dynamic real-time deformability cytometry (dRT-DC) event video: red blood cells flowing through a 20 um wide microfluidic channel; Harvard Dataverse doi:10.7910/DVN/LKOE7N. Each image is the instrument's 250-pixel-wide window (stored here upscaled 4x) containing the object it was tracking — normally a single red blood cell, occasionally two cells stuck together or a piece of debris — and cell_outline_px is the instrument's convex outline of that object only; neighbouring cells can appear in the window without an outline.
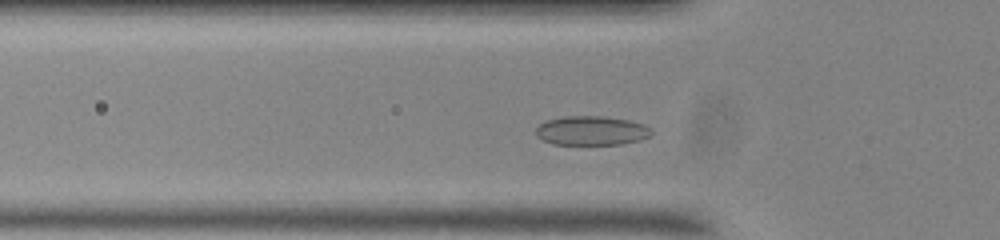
{"species": "common noctule bat (a hibernating species)", "species_latin": "Nyctalus noctula", "temperature_condition": "room temperature", "stored_images_in_passage": 50, "camera_frame_rate_fps": 3000, "um_per_image_px": 0.085, "animal": {"sex": "male", "body_mass_g": 20.0, "forearm_length_mm": 53.3}, "frame": {"image": 1, "passage_image": 11, "time_ms": 3.333, "image_size_px": [1000, 240], "cell_outline_px": [[652, 132], [648, 136], [640, 140], [620, 144], [552, 144], [536, 136], [536, 128], [544, 120], [564, 116], [600, 116], [628, 120], [644, 124]], "centroid_in_image_um": [50.23, 11.1], "position_along_channel_um": 75.6, "area_um2": 19.54}}
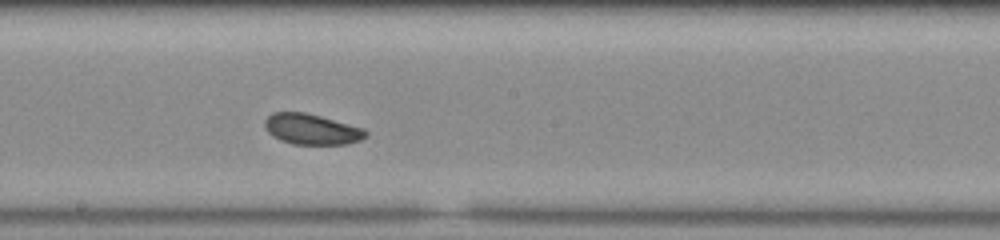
{"frame": {"image": 2, "passage_image": 23, "time_ms": 7.333, "image_size_px": [1000, 240], "cell_outline_px": [[368, 136], [360, 140], [348, 144], [292, 144], [280, 140], [272, 136], [264, 128], [264, 120], [272, 112], [304, 112], [320, 116], [364, 128], [368, 132]], "centroid_in_image_um": [26.48, 10.98], "position_along_channel_um": 221.7, "area_um2": 18.15}}
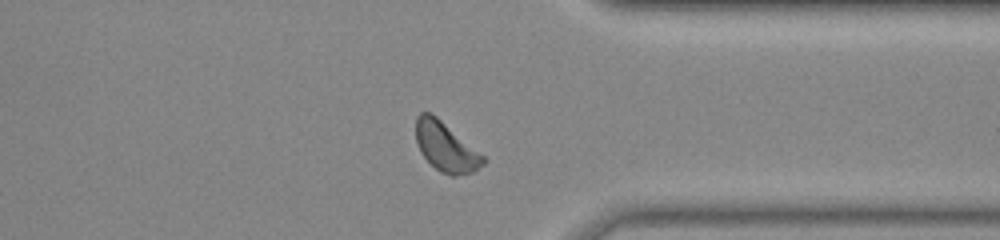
{"frame": {"image": 3, "passage_image": 36, "time_ms": 11.667, "image_size_px": [1000, 240], "cell_outline_px": [[488, 160], [484, 164], [472, 172], [456, 176], [452, 176], [440, 172], [420, 152], [416, 140], [416, 116], [420, 112], [432, 112], [484, 156]], "centroid_in_image_um": [37.89, 12.47], "position_along_channel_um": 373.5, "area_um2": 19.25}, "authors_computed_cell_mechanics": {"area_um2": 18.5827, "velocity_mm_per_s": 3.6482, "shape_relaxation_time_tau1_ms": 4.7572, "shape_relaxation_time_tau2_ms": null, "deformation_change_tau1": 0.0681, "deformation_change_tau2": null}}